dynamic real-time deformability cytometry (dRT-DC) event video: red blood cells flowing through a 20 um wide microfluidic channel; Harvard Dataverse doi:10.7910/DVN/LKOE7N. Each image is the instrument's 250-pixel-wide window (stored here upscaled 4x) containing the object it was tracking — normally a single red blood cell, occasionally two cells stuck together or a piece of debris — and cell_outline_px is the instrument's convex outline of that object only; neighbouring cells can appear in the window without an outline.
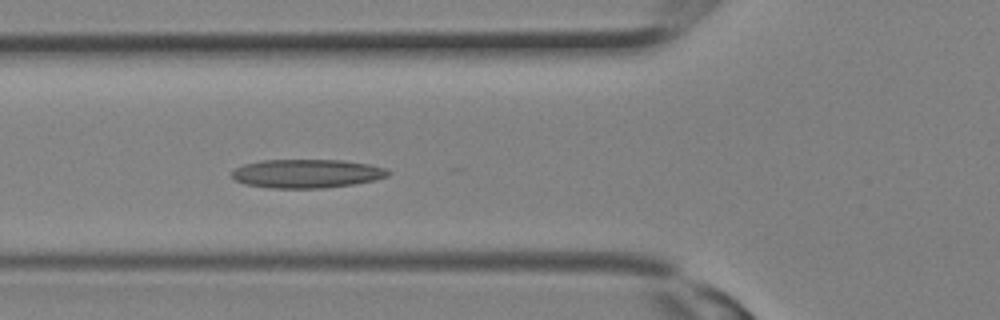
{"species": "Egyptian fruit bat (a non-hibernating species)", "species_latin": "Rousettus aegyptiacus", "temperature_condition": "room temperature", "stored_images_in_passage": 8, "camera_frame_rate_fps": 3000, "um_per_image_px": 0.085, "animal": {"sex": "female"}, "frame": {"image": 1, "passage_image": 8, "time_ms": 2.333, "image_size_px": [1000, 320], "cell_outline_px": [[392, 172], [388, 176], [376, 180], [352, 184], [324, 188], [272, 188], [244, 184], [236, 180], [232, 176], [232, 172], [236, 168], [244, 164], [260, 160], [340, 160], [368, 164], [388, 168]], "centroid_in_image_um": [26.11, 14.75], "position_along_channel_um": 99.7, "area_um2": 26.18}}